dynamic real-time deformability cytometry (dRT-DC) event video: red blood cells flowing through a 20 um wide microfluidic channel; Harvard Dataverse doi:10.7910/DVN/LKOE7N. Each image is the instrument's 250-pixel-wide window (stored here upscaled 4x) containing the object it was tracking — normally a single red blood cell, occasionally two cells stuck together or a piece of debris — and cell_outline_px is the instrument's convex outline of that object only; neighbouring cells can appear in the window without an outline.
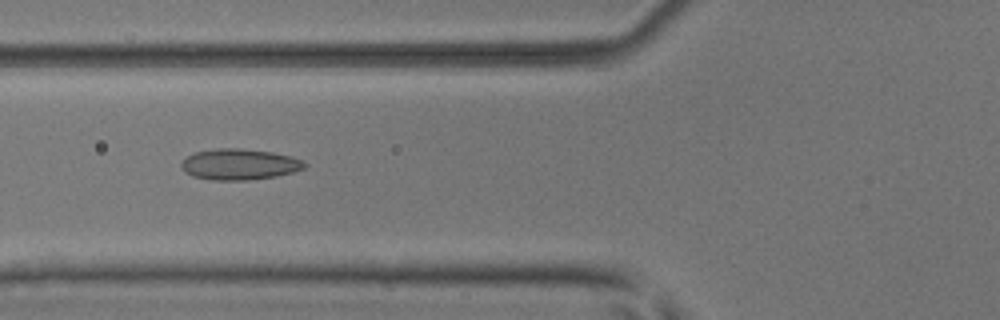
{"species": "common noctule bat (a hibernating species)", "species_latin": "Nyctalus noctula", "temperature_condition": "room temperature", "stored_images_in_passage": 49, "camera_frame_rate_fps": 3000, "um_per_image_px": 0.085, "animal": {"sex": "male", "body_mass_g": 17.9, "forearm_length_mm": 54.2}, "frame": {"image": 1, "passage_image": 17, "time_ms": 5.333, "image_size_px": [1000, 320], "cell_outline_px": [[308, 164], [304, 168], [292, 172], [276, 176], [248, 180], [212, 180], [192, 176], [184, 172], [180, 164], [188, 156], [196, 152], [216, 148], [240, 148], [272, 152], [292, 156], [304, 160]], "centroid_in_image_um": [20.37, 13.96], "position_along_channel_um": 105.4, "area_um2": 22.31}}
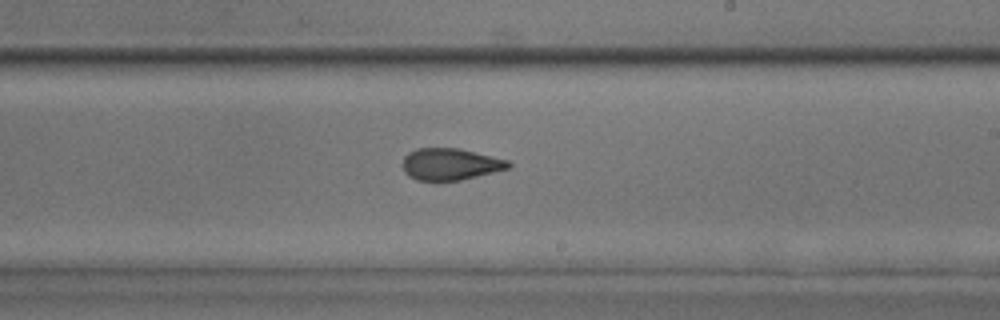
{"frame": {"image": 2, "passage_image": 28, "time_ms": 9.0, "image_size_px": [1000, 320], "cell_outline_px": [[512, 164], [508, 168], [460, 180], [416, 180], [408, 176], [404, 172], [404, 156], [408, 152], [416, 148], [460, 148], [508, 160]], "centroid_in_image_um": [38.25, 13.94], "position_along_channel_um": 250.7, "area_um2": 19.42}}
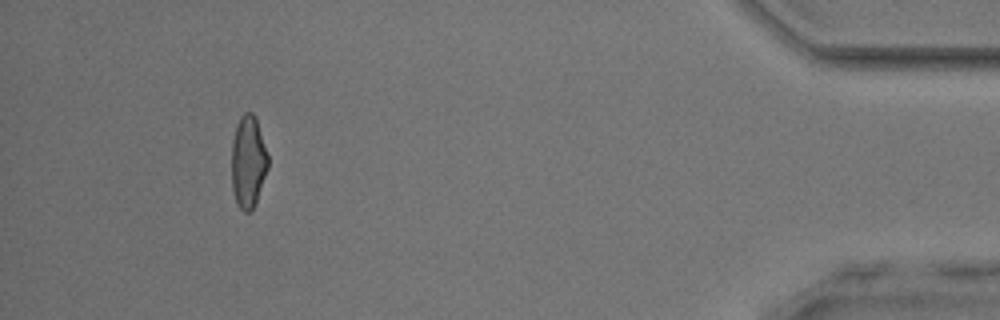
{"frame": {"image": 3, "passage_image": 45, "time_ms": 14.667, "image_size_px": [1000, 320], "cell_outline_px": [[268, 168], [256, 200], [252, 208], [248, 212], [244, 212], [240, 208], [236, 200], [232, 188], [232, 140], [236, 124], [240, 116], [244, 112], [252, 112], [256, 116], [268, 156]], "centroid_in_image_um": [21.09, 13.69], "position_along_channel_um": 414.1, "area_um2": 19.48}, "authors_computed_cell_mechanics": {"area_um2": 20.1722, "velocity_mm_per_s": 3.9766, "shape_relaxation_time_tau1_ms": null, "shape_relaxation_time_tau2_ms": 1.6759, "deformation_change_tau1": null, "deformation_change_tau2": 0.0945}}